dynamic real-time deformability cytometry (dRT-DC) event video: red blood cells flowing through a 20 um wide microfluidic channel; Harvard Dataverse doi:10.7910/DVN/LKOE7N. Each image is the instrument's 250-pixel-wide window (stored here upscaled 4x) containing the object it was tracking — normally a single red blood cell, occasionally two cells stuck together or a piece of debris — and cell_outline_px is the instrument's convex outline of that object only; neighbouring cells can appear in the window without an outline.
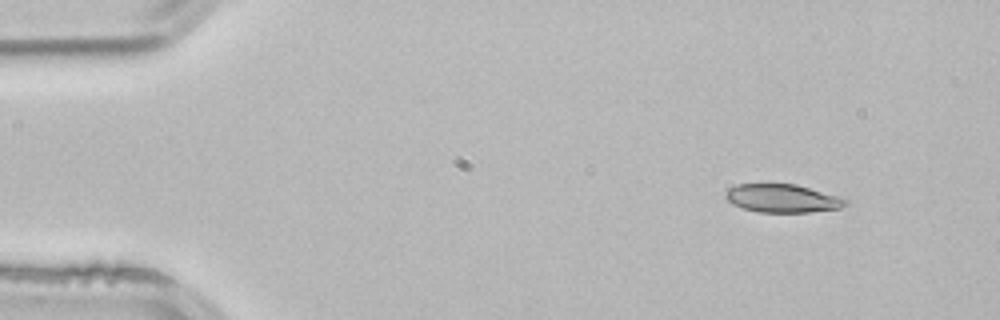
{"species": "common noctule bat (a hibernating species)", "species_latin": "Nyctalus noctula", "temperature_condition": "room temperature", "stored_images_in_passage": 3, "camera_frame_rate_fps": 3000, "um_per_image_px": 0.085, "animal": {"sex": "male", "body_mass_g": 21.5, "forearm_length_mm": 52.0}, "frame": {"image": 1, "passage_image": 1, "time_ms": 0.0, "image_size_px": [1000, 320], "cell_outline_px": [[848, 204], [840, 208], [808, 212], [760, 212], [744, 208], [732, 204], [724, 196], [724, 192], [728, 188], [736, 184], [796, 184], [836, 196], [848, 200]], "centroid_in_image_um": [66.46, 16.85], "position_along_channel_um": 18.5, "area_um2": 19.59}}